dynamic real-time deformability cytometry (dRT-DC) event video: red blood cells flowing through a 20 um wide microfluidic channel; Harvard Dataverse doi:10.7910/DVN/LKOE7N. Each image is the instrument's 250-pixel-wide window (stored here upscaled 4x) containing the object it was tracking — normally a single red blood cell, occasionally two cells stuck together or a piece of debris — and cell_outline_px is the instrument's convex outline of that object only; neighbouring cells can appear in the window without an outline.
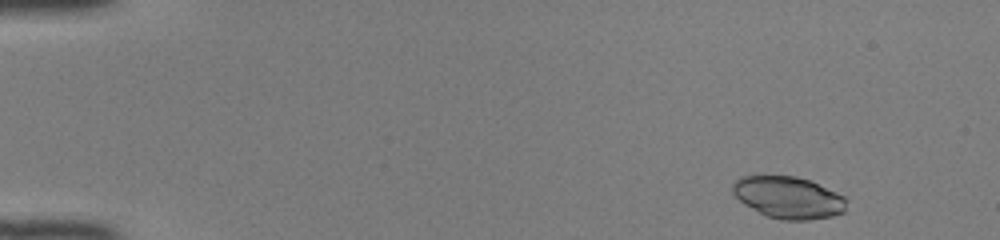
{"species": "common noctule bat (a hibernating species)", "species_latin": "Nyctalus noctula", "temperature_condition": "room temperature", "stored_images_in_passage": 47, "camera_frame_rate_fps": 3000, "um_per_image_px": 0.085, "animal": {"sex": "female", "body_mass_g": 22.0, "forearm_length_mm": 56.7}, "frame": {"image": 1, "passage_image": 3, "time_ms": 0.667, "image_size_px": [1000, 240], "cell_outline_px": [[848, 200], [844, 212], [832, 216], [808, 220], [784, 220], [768, 216], [744, 204], [732, 192], [732, 184], [740, 176], [796, 176], [812, 180], [844, 196]], "centroid_in_image_um": [67.04, 16.77], "position_along_channel_um": 18.0, "area_um2": 27.86}}
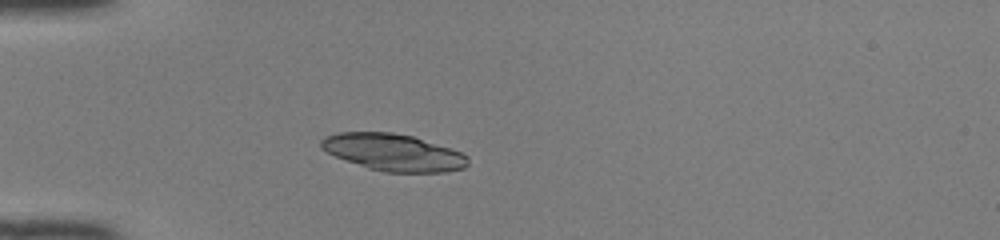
{"frame": {"image": 2, "passage_image": 13, "time_ms": 4.0, "image_size_px": [1000, 240], "cell_outline_px": [[468, 164], [464, 168], [444, 172], [384, 172], [368, 168], [336, 156], [320, 148], [320, 140], [324, 136], [340, 132], [392, 132], [412, 136], [460, 152], [468, 156]], "centroid_in_image_um": [33.41, 12.95], "position_along_channel_um": 51.6, "area_um2": 31.33}}